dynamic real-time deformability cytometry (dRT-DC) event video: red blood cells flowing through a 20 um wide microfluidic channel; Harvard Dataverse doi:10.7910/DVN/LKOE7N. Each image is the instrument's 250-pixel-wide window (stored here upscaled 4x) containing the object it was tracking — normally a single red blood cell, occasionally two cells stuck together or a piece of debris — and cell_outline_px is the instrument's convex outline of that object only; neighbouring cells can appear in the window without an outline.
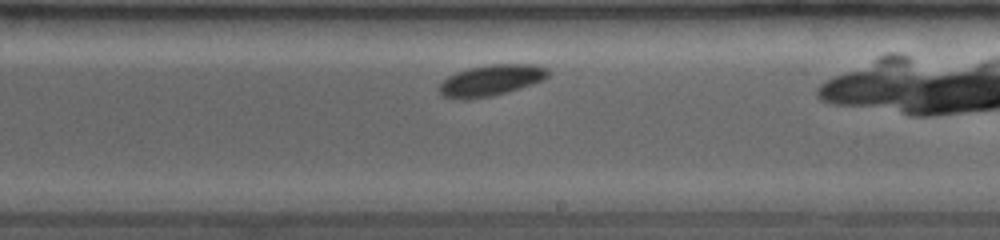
{"species": "common noctule bat (a hibernating species)", "species_latin": "Nyctalus noctula", "temperature_condition": "room temperature", "stored_images_in_passage": 36, "camera_frame_rate_fps": 3500, "um_per_image_px": 0.085, "animal": {"sex": "female", "body_mass_g": 19.0, "forearm_length_mm": 53.3}, "frame": {"image": 1, "passage_image": 22, "time_ms": 4.857, "image_size_px": [1000, 240], "cell_outline_px": [[548, 76], [544, 80], [508, 92], [492, 96], [468, 100], [460, 100], [440, 96], [436, 92], [440, 84], [448, 76], [456, 72], [468, 68], [488, 64], [532, 64], [548, 68]], "centroid_in_image_um": [41.68, 6.85], "position_along_channel_um": 247.3, "area_um2": 20.11}}
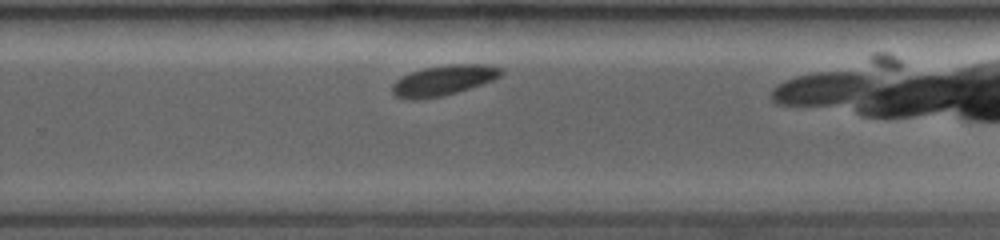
{"frame": {"image": 2, "passage_image": 27, "time_ms": 6.0, "image_size_px": [1000, 240], "cell_outline_px": [[504, 72], [500, 76], [492, 80], [444, 96], [416, 100], [408, 100], [392, 96], [392, 84], [396, 80], [412, 72], [424, 68], [444, 64], [488, 64], [504, 68]], "centroid_in_image_um": [37.68, 6.83], "position_along_channel_um": 292.1, "area_um2": 19.36}}